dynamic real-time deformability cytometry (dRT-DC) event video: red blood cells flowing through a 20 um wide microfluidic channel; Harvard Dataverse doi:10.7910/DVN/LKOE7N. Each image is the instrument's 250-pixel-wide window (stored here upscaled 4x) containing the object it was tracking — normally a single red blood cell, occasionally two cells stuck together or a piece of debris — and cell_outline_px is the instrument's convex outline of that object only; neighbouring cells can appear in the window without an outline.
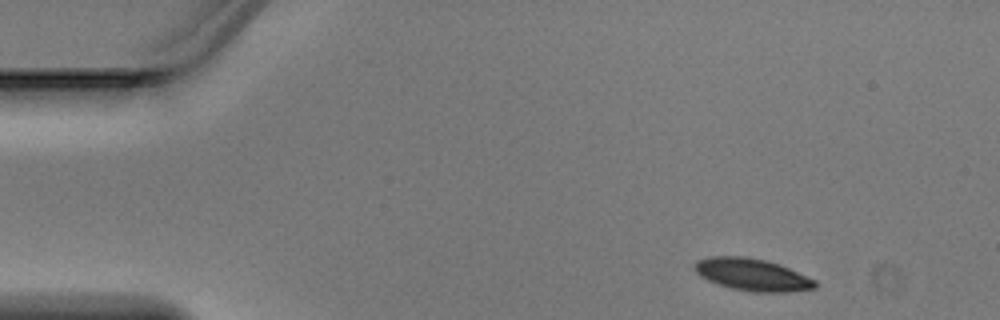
{"species": "Egyptian fruit bat (a non-hibernating species)", "species_latin": "Rousettus aegyptiacus", "temperature_condition": "warm", "stored_images_in_passage": 3, "camera_frame_rate_fps": 3000, "um_per_image_px": 0.085, "animal": {"sex": "male"}, "frame": {"image": 1, "passage_image": 1, "time_ms": 0.0, "image_size_px": [1000, 320], "cell_outline_px": [[816, 288], [784, 292], [752, 292], [732, 288], [708, 280], [700, 276], [692, 268], [696, 260], [708, 256], [744, 256], [768, 260], [780, 264], [816, 280]], "centroid_in_image_um": [63.92, 23.32], "position_along_channel_um": 21.1, "area_um2": 22.72}}
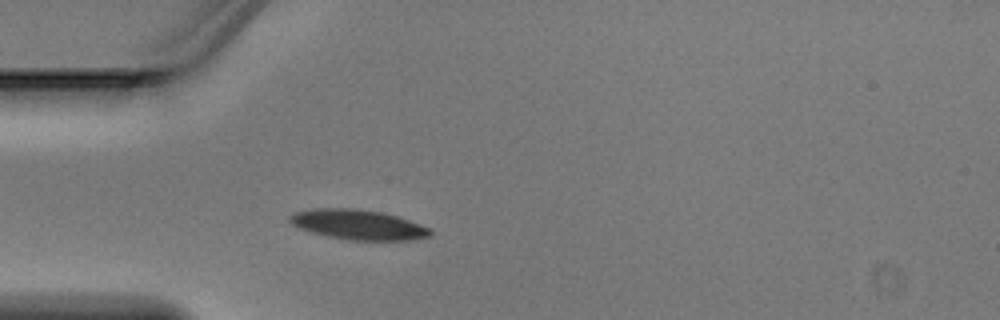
{"frame": {"image": 2, "passage_image": 3, "time_ms": 0.667, "image_size_px": [1000, 320], "cell_outline_px": [[432, 232], [428, 236], [412, 240], [348, 240], [308, 232], [292, 224], [288, 220], [288, 216], [292, 212], [316, 208], [356, 208], [384, 212], [408, 220], [428, 228]], "centroid_in_image_um": [30.37, 19.08], "position_along_channel_um": 54.6, "area_um2": 24.57}}